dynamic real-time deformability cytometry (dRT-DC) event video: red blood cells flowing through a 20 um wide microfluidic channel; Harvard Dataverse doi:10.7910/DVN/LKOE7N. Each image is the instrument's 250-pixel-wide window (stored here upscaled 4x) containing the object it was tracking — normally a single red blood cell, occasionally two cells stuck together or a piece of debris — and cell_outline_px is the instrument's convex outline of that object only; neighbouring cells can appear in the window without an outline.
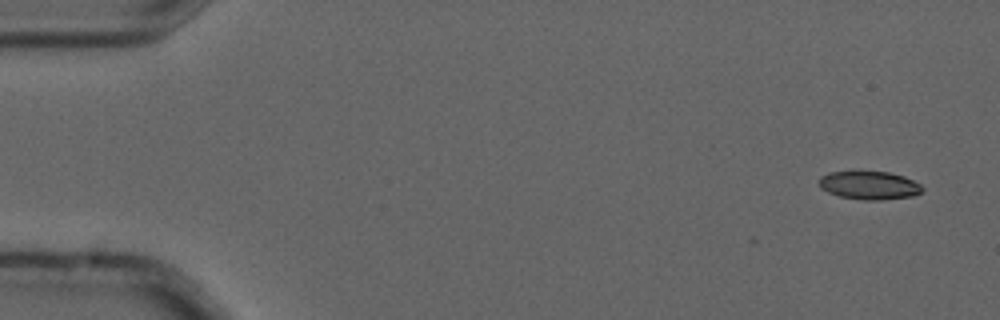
{"species": "common noctule bat (a hibernating species)", "species_latin": "Nyctalus noctula", "temperature_condition": "cold", "stored_images_in_passage": 4, "camera_frame_rate_fps": 3000, "um_per_image_px": 0.085, "animal": {"sex": "male", "forearm_length_mm": 52.5}, "frame": {"image": 1, "passage_image": 1, "time_ms": 0.0, "image_size_px": [1000, 320], "cell_outline_px": [[924, 188], [920, 192], [912, 196], [880, 200], [864, 200], [840, 196], [828, 192], [820, 188], [820, 176], [828, 172], [856, 168], [888, 172], [904, 176], [920, 184]], "centroid_in_image_um": [73.84, 15.69], "position_along_channel_um": 11.2, "area_um2": 17.69}}
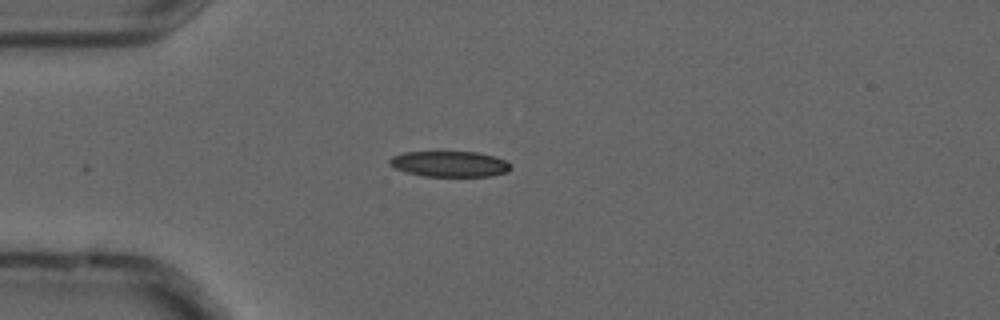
{"frame": {"image": 2, "passage_image": 4, "time_ms": 1.0, "image_size_px": [1000, 320], "cell_outline_px": [[512, 168], [508, 172], [492, 176], [424, 176], [408, 172], [396, 168], [388, 164], [388, 160], [392, 156], [404, 152], [476, 152], [492, 156], [504, 160], [512, 164]], "centroid_in_image_um": [38.24, 13.94], "position_along_channel_um": 46.8, "area_um2": 18.09}}